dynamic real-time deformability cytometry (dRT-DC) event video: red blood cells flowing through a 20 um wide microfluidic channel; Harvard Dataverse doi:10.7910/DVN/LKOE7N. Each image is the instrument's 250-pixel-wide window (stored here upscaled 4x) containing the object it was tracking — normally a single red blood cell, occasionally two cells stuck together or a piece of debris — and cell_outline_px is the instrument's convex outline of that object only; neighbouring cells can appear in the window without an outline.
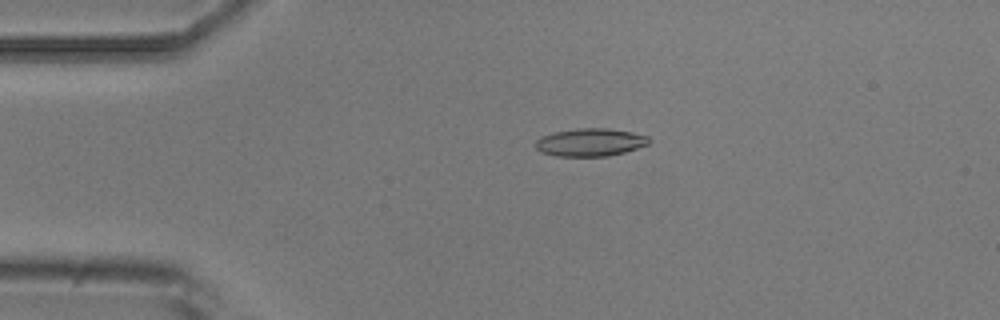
{"species": "common noctule bat (a hibernating species)", "species_latin": "Nyctalus noctula", "temperature_condition": "room temperature", "stored_images_in_passage": 4, "camera_frame_rate_fps": 3000, "um_per_image_px": 0.085, "animal": {"sex": "male", "body_mass_g": 20.5, "forearm_length_mm": 52.5}, "frame": {"image": 1, "passage_image": 3, "time_ms": 2.0, "image_size_px": [1000, 320], "cell_outline_px": [[652, 140], [648, 144], [624, 152], [608, 156], [556, 156], [540, 152], [536, 148], [536, 140], [540, 136], [552, 132], [576, 128], [608, 128], [632, 132], [648, 136]], "centroid_in_image_um": [50.15, 12.08], "position_along_channel_um": 34.9, "area_um2": 18.55}}